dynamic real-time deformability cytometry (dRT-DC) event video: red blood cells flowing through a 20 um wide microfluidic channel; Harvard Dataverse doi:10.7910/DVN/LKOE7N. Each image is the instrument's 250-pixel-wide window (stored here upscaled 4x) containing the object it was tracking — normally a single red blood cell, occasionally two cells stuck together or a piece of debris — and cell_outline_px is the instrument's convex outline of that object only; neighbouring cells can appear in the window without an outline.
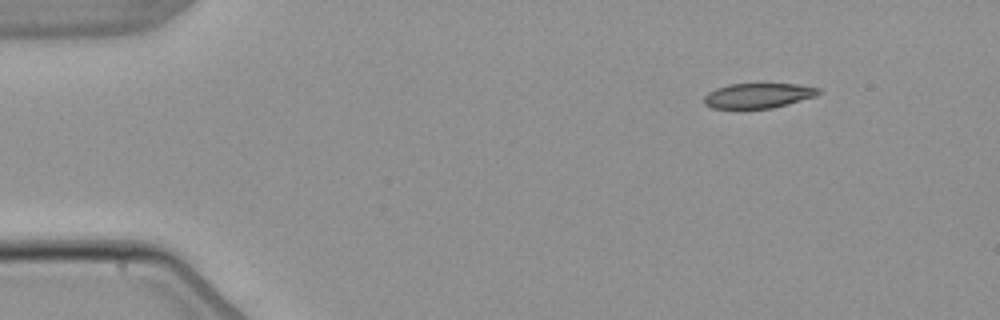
{"species": "common noctule bat (a hibernating species)", "species_latin": "Nyctalus noctula", "temperature_condition": "warm", "stored_images_in_passage": 3, "camera_frame_rate_fps": 3000, "um_per_image_px": 0.085, "animal": {"sex": "male", "body_mass_g": 21.5, "forearm_length_mm": 52.0}, "frame": {"image": 1, "passage_image": 1, "time_ms": 0.0, "image_size_px": [1000, 320], "cell_outline_px": [[820, 92], [816, 96], [788, 104], [772, 108], [712, 108], [704, 104], [704, 96], [708, 92], [716, 88], [728, 84], [796, 84], [820, 88]], "centroid_in_image_um": [64.43, 8.12], "position_along_channel_um": 20.6, "area_um2": 16.59}}